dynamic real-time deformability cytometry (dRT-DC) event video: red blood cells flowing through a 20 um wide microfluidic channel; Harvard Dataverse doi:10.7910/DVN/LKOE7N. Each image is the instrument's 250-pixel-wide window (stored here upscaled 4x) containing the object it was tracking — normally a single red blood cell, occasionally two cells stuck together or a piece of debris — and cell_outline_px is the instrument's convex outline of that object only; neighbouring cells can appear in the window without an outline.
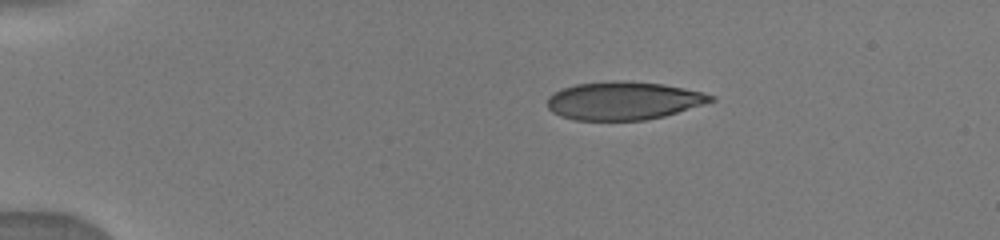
{"species": "human", "species_latin": "Homo sapiens", "temperature_condition": "warm", "stored_images_in_passage": 57, "camera_frame_rate_fps": 3000, "um_per_image_px": 0.085, "donor": {"sex": "male"}, "frame": {"image": 1, "passage_image": 1, "time_ms": 0.0, "image_size_px": [1000, 240], "cell_outline_px": [[716, 100], [704, 104], [664, 116], [644, 120], [576, 120], [560, 116], [552, 112], [548, 108], [548, 96], [564, 88], [576, 84], [612, 80], [624, 80], [664, 84], [684, 88], [716, 96]], "centroid_in_image_um": [53.01, 8.55], "position_along_channel_um": 32.0, "area_um2": 36.3}}
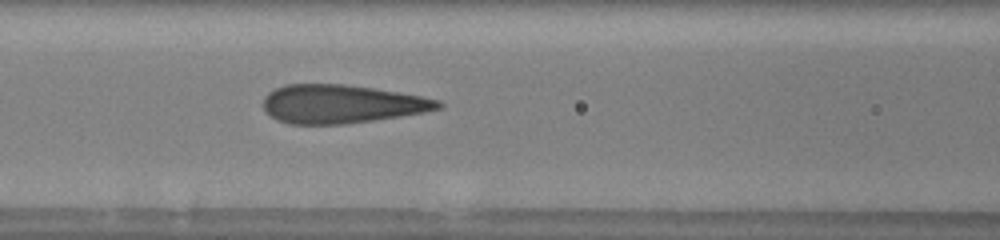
{"frame": {"image": 2, "passage_image": 16, "time_ms": 4.333, "image_size_px": [1000, 240], "cell_outline_px": [[444, 108], [424, 112], [400, 116], [344, 124], [288, 124], [276, 120], [264, 112], [264, 96], [268, 92], [284, 84], [344, 84], [372, 88], [420, 96], [440, 100], [444, 104]], "centroid_in_image_um": [29.0, 8.84], "position_along_channel_um": 137.6, "area_um2": 39.3}}
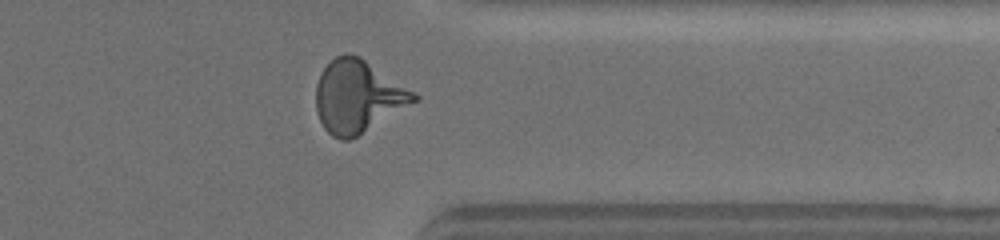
{"frame": {"image": 3, "passage_image": 40, "time_ms": 10.333, "image_size_px": [1000, 240], "cell_outline_px": [[420, 100], [356, 136], [348, 140], [340, 140], [332, 136], [324, 128], [316, 112], [316, 84], [320, 72], [336, 56], [344, 52], [348, 52], [360, 56], [420, 96]], "centroid_in_image_um": [30.4, 8.19], "position_along_channel_um": 381.0, "area_um2": 41.27}}